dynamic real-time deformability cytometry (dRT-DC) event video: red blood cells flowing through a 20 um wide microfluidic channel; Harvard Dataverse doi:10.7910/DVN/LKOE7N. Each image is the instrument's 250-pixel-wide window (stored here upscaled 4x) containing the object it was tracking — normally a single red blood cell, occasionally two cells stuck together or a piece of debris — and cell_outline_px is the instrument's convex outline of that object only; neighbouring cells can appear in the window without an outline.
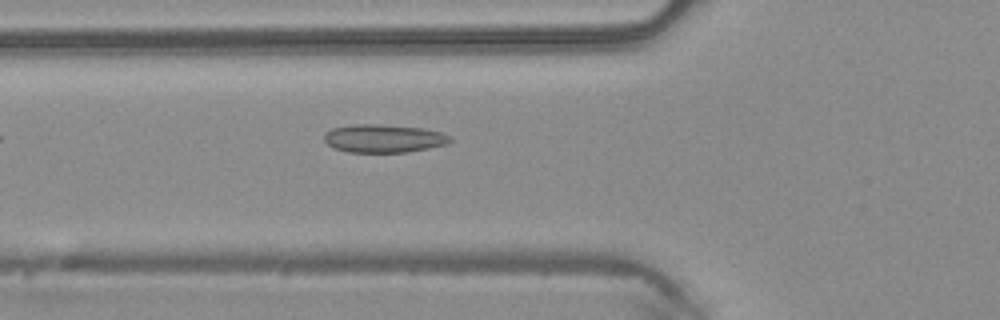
{"species": "common noctule bat (a hibernating species)", "species_latin": "Nyctalus noctula", "temperature_condition": "warm", "stored_images_in_passage": 2, "camera_frame_rate_fps": 3000, "um_per_image_px": 0.085, "animal": {"sex": "male", "body_mass_g": 20.4}, "frame": {"image": 1, "passage_image": 2, "time_ms": 0.333, "image_size_px": [1000, 320], "cell_outline_px": [[452, 140], [448, 144], [408, 152], [348, 152], [332, 148], [324, 140], [324, 132], [332, 128], [352, 124], [376, 124], [420, 128], [440, 132], [452, 136]], "centroid_in_image_um": [32.59, 11.77], "position_along_channel_um": 93.2, "area_um2": 20.75}}